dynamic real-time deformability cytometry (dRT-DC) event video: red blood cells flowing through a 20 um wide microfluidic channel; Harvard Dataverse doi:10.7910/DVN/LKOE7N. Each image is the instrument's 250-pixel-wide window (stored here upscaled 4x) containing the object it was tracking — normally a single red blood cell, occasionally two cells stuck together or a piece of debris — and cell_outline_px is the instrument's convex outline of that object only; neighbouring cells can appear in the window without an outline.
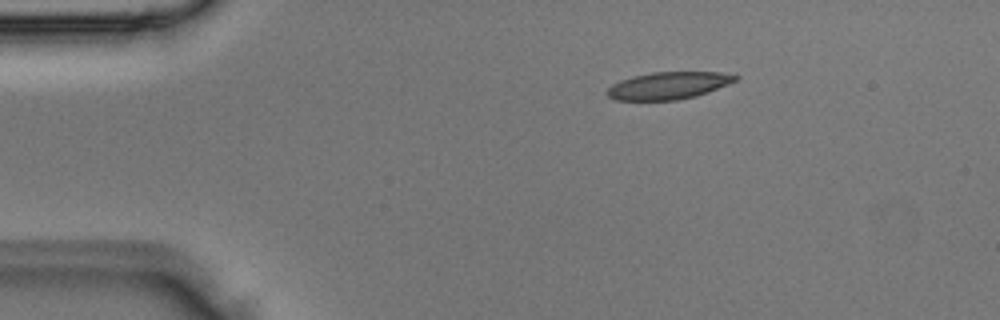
{"species": "Egyptian fruit bat (a non-hibernating species)", "species_latin": "Rousettus aegyptiacus", "temperature_condition": "room temperature", "stored_images_in_passage": 3, "camera_frame_rate_fps": 3000, "um_per_image_px": 0.085, "animal": {"sex": "male"}, "frame": {"image": 1, "passage_image": 2, "time_ms": 0.333, "image_size_px": [1000, 320], "cell_outline_px": [[740, 76], [736, 80], [728, 84], [708, 92], [696, 96], [676, 100], [616, 100], [608, 96], [608, 88], [612, 84], [620, 80], [632, 76], [652, 72], [720, 72]], "centroid_in_image_um": [56.81, 7.27], "position_along_channel_um": 28.2, "area_um2": 20.29}}